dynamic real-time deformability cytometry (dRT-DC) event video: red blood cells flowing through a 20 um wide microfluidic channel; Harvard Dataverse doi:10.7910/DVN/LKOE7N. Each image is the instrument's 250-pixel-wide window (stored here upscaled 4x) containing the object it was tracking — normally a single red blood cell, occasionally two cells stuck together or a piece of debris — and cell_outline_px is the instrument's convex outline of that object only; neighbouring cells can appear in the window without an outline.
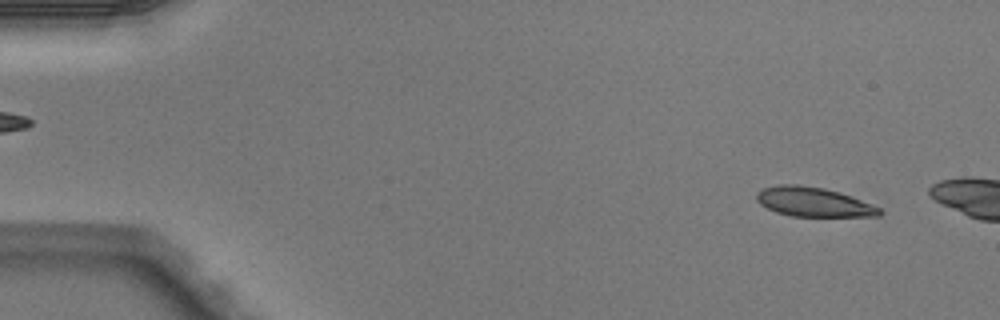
{"species": "Egyptian fruit bat (a non-hibernating species)", "species_latin": "Rousettus aegyptiacus", "temperature_condition": "warm", "stored_images_in_passage": 3, "camera_frame_rate_fps": 3000, "um_per_image_px": 0.085, "animal": {"sex": "male"}, "frame": {"image": 1, "passage_image": 1, "time_ms": 0.0, "image_size_px": [1000, 320], "cell_outline_px": [[884, 212], [880, 216], [792, 216], [776, 212], [760, 204], [756, 200], [756, 192], [760, 188], [776, 184], [796, 184], [824, 188], [840, 192], [872, 204], [880, 208]], "centroid_in_image_um": [69.12, 17.15], "position_along_channel_um": 15.9, "area_um2": 21.21}}